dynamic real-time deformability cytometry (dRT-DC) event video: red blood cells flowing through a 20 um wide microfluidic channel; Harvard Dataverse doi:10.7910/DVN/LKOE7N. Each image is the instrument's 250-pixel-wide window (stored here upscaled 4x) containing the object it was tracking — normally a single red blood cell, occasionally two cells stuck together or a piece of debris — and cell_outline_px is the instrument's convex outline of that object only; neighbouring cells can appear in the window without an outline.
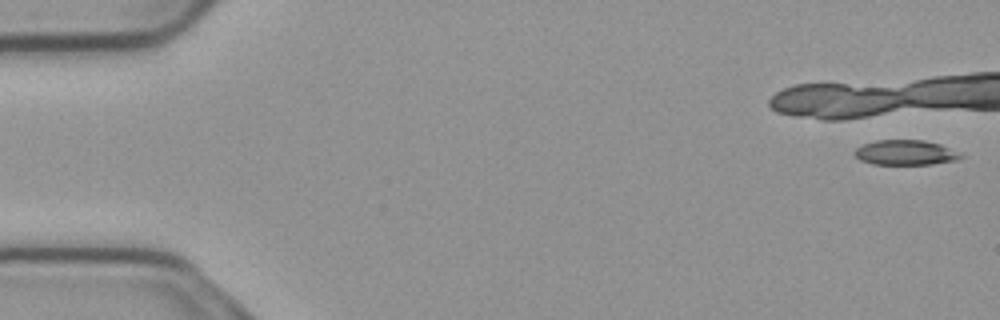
{"species": "common noctule bat (a hibernating species)", "species_latin": "Nyctalus noctula", "temperature_condition": "cold", "stored_images_in_passage": 12, "camera_frame_rate_fps": 3000, "um_per_image_px": 0.085, "animal": {"sex": "male", "body_mass_g": 23.1, "forearm_length_mm": 52.7}, "frame": {"image": 1, "passage_image": 1, "time_ms": 0.0, "image_size_px": [1000, 320], "cell_outline_px": [[964, 156], [956, 160], [932, 164], [872, 164], [860, 160], [852, 152], [856, 148], [864, 144], [876, 140], [924, 140], [940, 144], [960, 152]], "centroid_in_image_um": [76.96, 12.96], "position_along_channel_um": 8.0, "area_um2": 15.49}}